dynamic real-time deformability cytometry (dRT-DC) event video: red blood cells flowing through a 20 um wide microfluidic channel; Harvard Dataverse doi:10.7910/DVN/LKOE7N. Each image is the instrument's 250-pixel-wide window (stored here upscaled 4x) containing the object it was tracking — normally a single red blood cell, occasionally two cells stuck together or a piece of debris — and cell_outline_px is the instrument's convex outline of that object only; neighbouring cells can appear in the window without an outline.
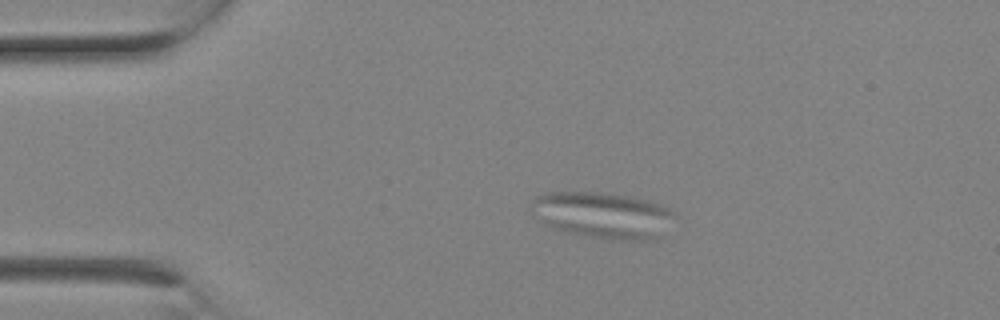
{"species": "Egyptian fruit bat (a non-hibernating species)", "species_latin": "Rousettus aegyptiacus", "temperature_condition": "room temperature", "stored_images_in_passage": 2, "camera_frame_rate_fps": 3000, "um_per_image_px": 0.085, "animal": {"sex": "female"}, "frame": {"image": 1, "passage_image": 1, "time_ms": 0.0, "image_size_px": [1000, 320], "cell_outline_px": [[672, 212], [660, 236], [648, 240], [612, 240], [588, 236], [556, 228], [540, 220], [528, 212], [528, 208], [532, 200], [536, 196], [544, 192], [600, 192], [628, 196], [660, 204], [668, 208]], "centroid_in_image_um": [51.11, 18.26], "position_along_channel_um": 33.9, "area_um2": 38.03}}
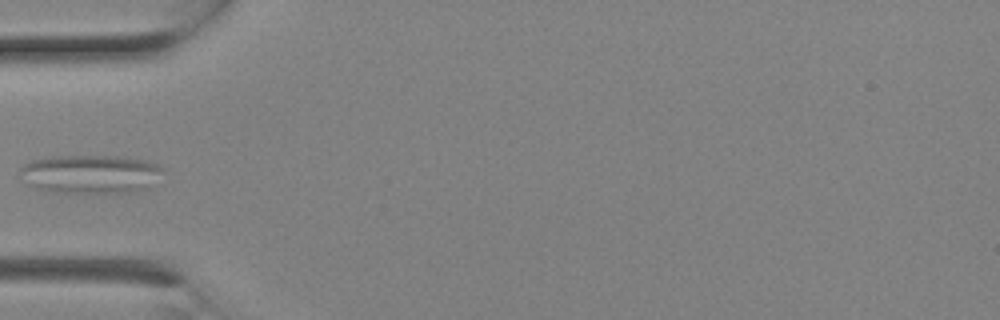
{"frame": {"image": 2, "passage_image": 2, "time_ms": 0.333, "image_size_px": [1000, 320], "cell_outline_px": [[164, 168], [148, 188], [136, 192], [48, 192], [36, 188], [28, 184], [20, 168], [28, 160], [52, 156], [120, 156], [144, 160], [160, 164]], "centroid_in_image_um": [7.69, 14.78], "position_along_channel_um": 77.3, "area_um2": 32.08}}